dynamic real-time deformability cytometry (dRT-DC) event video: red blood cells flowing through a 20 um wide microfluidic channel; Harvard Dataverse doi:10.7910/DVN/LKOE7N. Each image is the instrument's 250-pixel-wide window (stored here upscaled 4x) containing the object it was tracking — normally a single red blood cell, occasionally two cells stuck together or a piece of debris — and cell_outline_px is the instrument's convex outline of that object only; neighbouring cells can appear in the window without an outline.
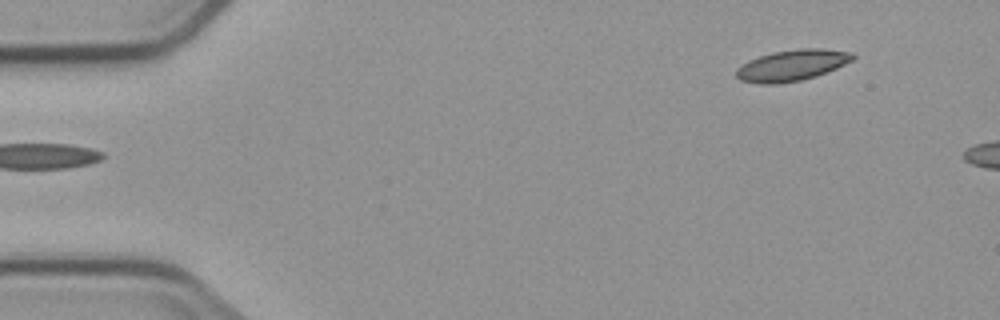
{"species": "common noctule bat (a hibernating species)", "species_latin": "Nyctalus noctula", "temperature_condition": "cold", "stored_images_in_passage": 3, "segment_of_instrument_passage": [2, 2], "camera_frame_rate_fps": 3000, "um_per_image_px": 0.085, "animal": {"sex": "male", "body_mass_g": 23.1, "forearm_length_mm": 52.7}, "frame": {"image": 1, "passage_image": 3, "time_ms": 2.333, "image_size_px": [1000, 320], "cell_outline_px": [[856, 56], [852, 60], [836, 68], [816, 76], [800, 80], [776, 84], [756, 84], [740, 80], [736, 76], [736, 68], [748, 60], [772, 52], [800, 48], [824, 48], [852, 52]], "centroid_in_image_um": [67.3, 5.54], "position_along_channel_um": 17.7, "area_um2": 21.21}}